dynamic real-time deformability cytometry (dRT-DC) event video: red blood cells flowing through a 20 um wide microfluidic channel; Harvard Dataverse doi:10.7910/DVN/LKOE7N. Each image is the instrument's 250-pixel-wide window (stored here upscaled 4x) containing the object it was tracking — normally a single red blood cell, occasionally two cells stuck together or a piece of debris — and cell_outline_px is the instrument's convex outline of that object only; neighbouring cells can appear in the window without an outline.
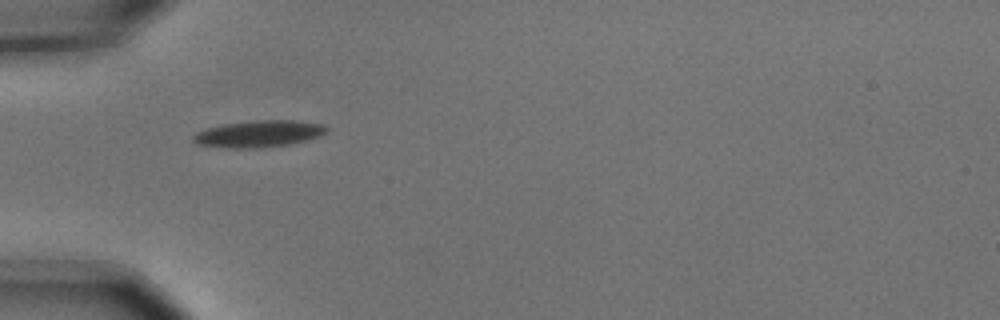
{"species": "common noctule bat (a hibernating species)", "species_latin": "Nyctalus noctula", "temperature_condition": "cold", "stored_images_in_passage": 7, "camera_frame_rate_fps": 3000, "um_per_image_px": 0.085, "animal": {"sex": "male", "body_mass_g": 15.6}, "frame": {"image": 1, "passage_image": 1, "time_ms": 0.0, "image_size_px": [1000, 320], "cell_outline_px": [[328, 132], [320, 136], [288, 144], [256, 148], [232, 148], [200, 144], [192, 140], [192, 136], [196, 132], [208, 128], [224, 124], [256, 120], [296, 120], [324, 124], [328, 128]], "centroid_in_image_um": [22.04, 11.36], "position_along_channel_um": 63.0, "area_um2": 20.58}}
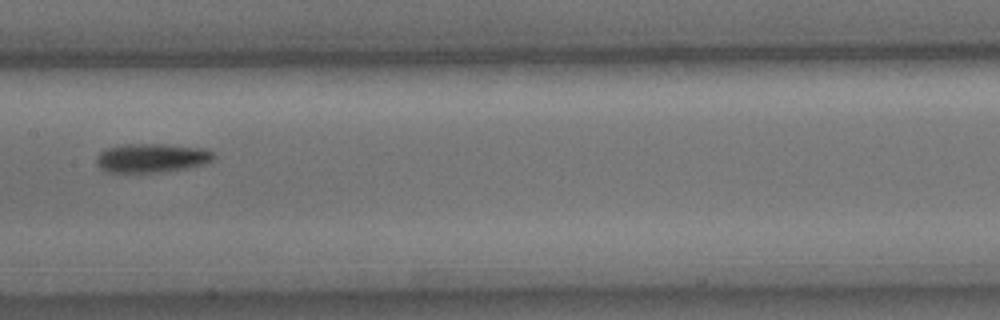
{"frame": {"image": 2, "passage_image": 4, "time_ms": 1.0, "image_size_px": [1000, 320], "cell_outline_px": [[216, 156], [212, 160], [204, 164], [184, 168], [156, 172], [108, 172], [100, 168], [96, 164], [96, 156], [100, 152], [108, 148], [124, 144], [164, 144], [208, 148]], "centroid_in_image_um": [12.9, 13.41], "position_along_channel_um": 194.5, "area_um2": 19.77}}
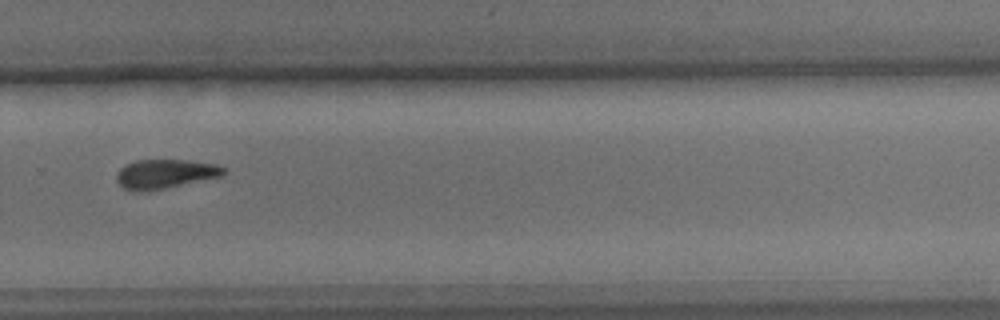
{"frame": {"image": 3, "passage_image": 7, "time_ms": 2.0, "image_size_px": [1000, 320], "cell_outline_px": [[228, 168], [224, 176], [164, 188], [124, 188], [116, 180], [116, 176], [120, 168], [124, 164], [136, 160], [188, 160], [216, 164]], "centroid_in_image_um": [14.14, 14.72], "position_along_channel_um": 315.7, "area_um2": 17.74}}